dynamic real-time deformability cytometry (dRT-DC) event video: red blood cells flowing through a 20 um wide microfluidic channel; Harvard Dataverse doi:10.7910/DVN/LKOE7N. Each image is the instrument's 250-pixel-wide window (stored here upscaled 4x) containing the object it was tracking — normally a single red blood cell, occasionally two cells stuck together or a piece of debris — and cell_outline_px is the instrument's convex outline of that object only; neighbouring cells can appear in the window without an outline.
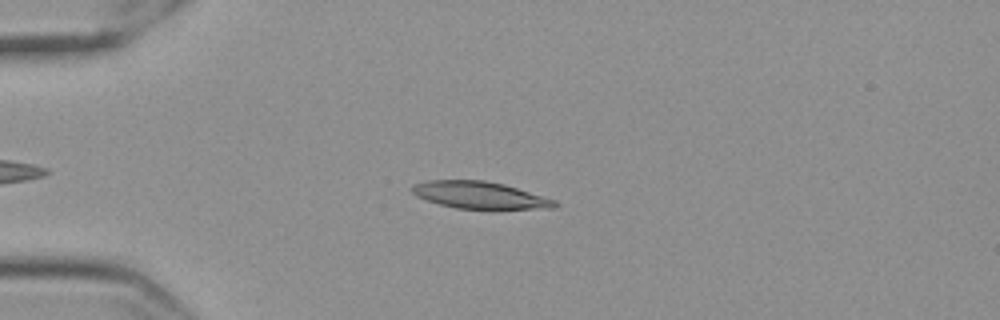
{"species": "Egyptian fruit bat (a non-hibernating species)", "species_latin": "Rousettus aegyptiacus", "temperature_condition": "cold", "stored_images_in_passage": 53, "camera_frame_rate_fps": 3000, "um_per_image_px": 0.085, "frame": {"image": 1, "passage_image": 10, "time_ms": 3.0, "image_size_px": [1000, 320], "cell_outline_px": [[560, 204], [556, 208], [456, 208], [440, 204], [416, 196], [412, 192], [412, 184], [428, 180], [484, 180], [504, 184], [556, 200]], "centroid_in_image_um": [40.77, 16.57], "position_along_channel_um": 44.2, "area_um2": 22.2}}
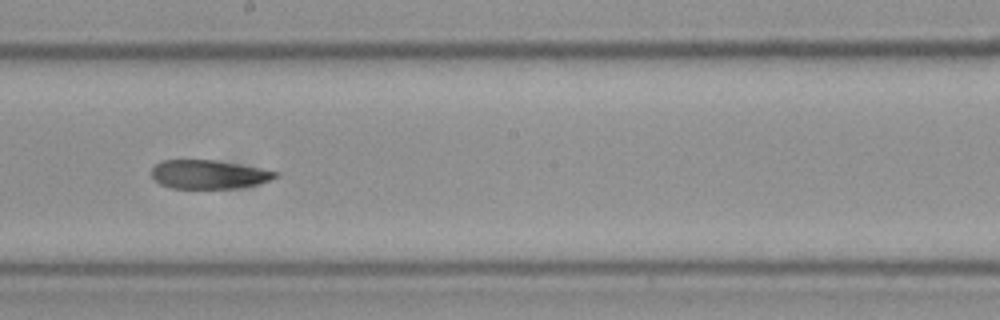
{"frame": {"image": 2, "passage_image": 28, "time_ms": 9.0, "image_size_px": [1000, 320], "cell_outline_px": [[280, 176], [272, 180], [256, 184], [236, 188], [172, 188], [160, 184], [152, 176], [152, 168], [160, 160], [216, 160], [280, 172]], "centroid_in_image_um": [17.76, 14.82], "position_along_channel_um": 230.4, "area_um2": 20.69}}
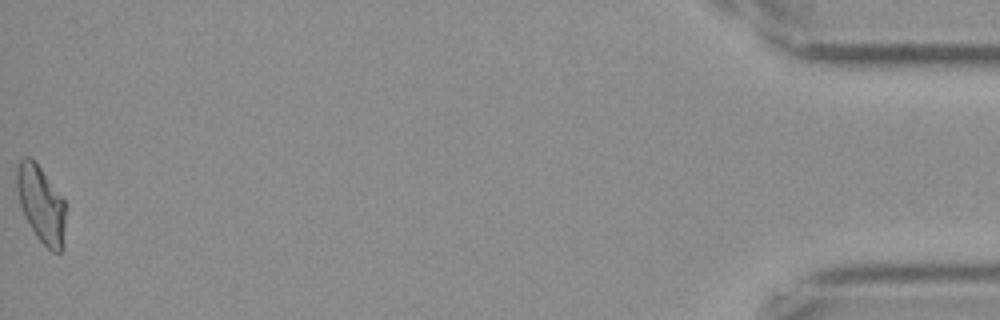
{"frame": {"image": 3, "passage_image": 53, "time_ms": 17.333, "image_size_px": [1000, 320], "cell_outline_px": [[68, 204], [64, 248], [60, 252], [52, 252], [36, 236], [24, 216], [20, 208], [16, 188], [16, 168], [20, 160], [24, 156], [28, 156], [40, 168]], "centroid_in_image_um": [3.53, 17.4], "position_along_channel_um": 431.7, "area_um2": 22.48}, "authors_computed_cell_mechanics": {"area_um2": 22.0796, "velocity_mm_per_s": 3.5316, "shape_relaxation_time_tau1_ms": null, "shape_relaxation_time_tau2_ms": 5.0455, "deformation_change_tau1": null, "deformation_change_tau2": 0.1217}}